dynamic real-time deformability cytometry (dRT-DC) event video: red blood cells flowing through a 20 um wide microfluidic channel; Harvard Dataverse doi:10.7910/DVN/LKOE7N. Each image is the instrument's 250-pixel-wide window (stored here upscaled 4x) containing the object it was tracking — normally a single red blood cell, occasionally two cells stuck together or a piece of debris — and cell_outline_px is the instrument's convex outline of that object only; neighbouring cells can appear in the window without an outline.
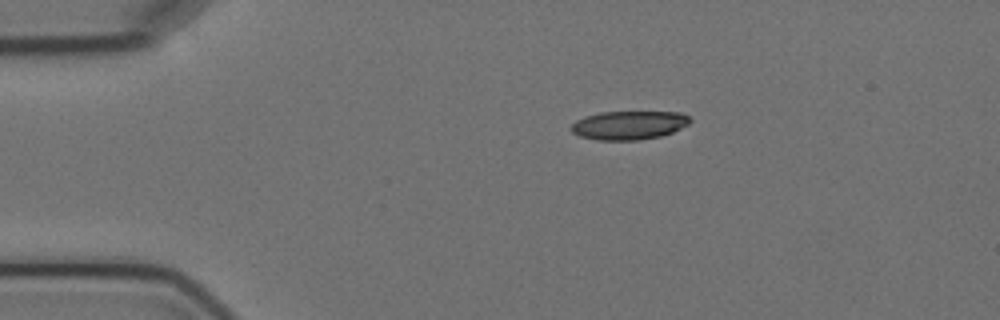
{"species": "Egyptian fruit bat (a non-hibernating species)", "species_latin": "Rousettus aegyptiacus", "temperature_condition": "cold", "stored_images_in_passage": 4, "camera_frame_rate_fps": 3000, "um_per_image_px": 0.085, "animal": {"sex": "female"}, "frame": {"image": 1, "passage_image": 1, "time_ms": 0.0, "image_size_px": [1000, 320], "cell_outline_px": [[692, 120], [688, 124], [672, 132], [660, 136], [636, 140], [596, 140], [580, 136], [572, 132], [572, 124], [576, 120], [584, 116], [600, 112], [680, 112], [688, 116]], "centroid_in_image_um": [53.44, 10.63], "position_along_channel_um": 31.6, "area_um2": 19.77}}
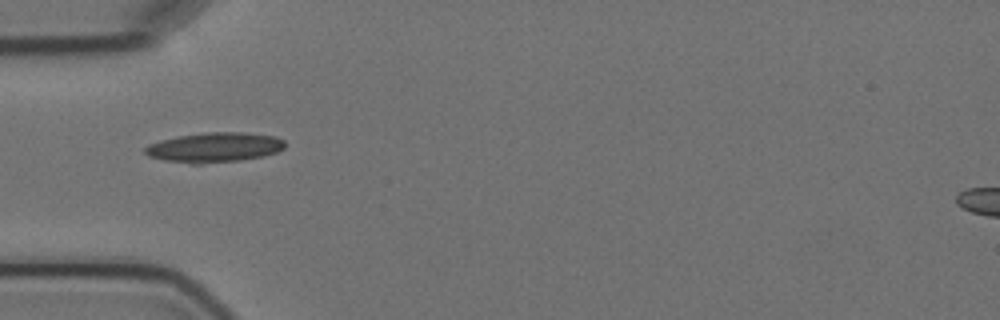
{"frame": {"image": 2, "passage_image": 3, "time_ms": 2.333, "image_size_px": [1000, 320], "cell_outline_px": [[284, 148], [276, 152], [264, 156], [240, 160], [200, 164], [192, 164], [164, 160], [148, 156], [144, 152], [144, 148], [148, 144], [160, 140], [176, 136], [204, 132], [244, 132], [276, 136], [284, 140]], "centroid_in_image_um": [18.2, 12.52], "position_along_channel_um": 66.8, "area_um2": 24.51}}
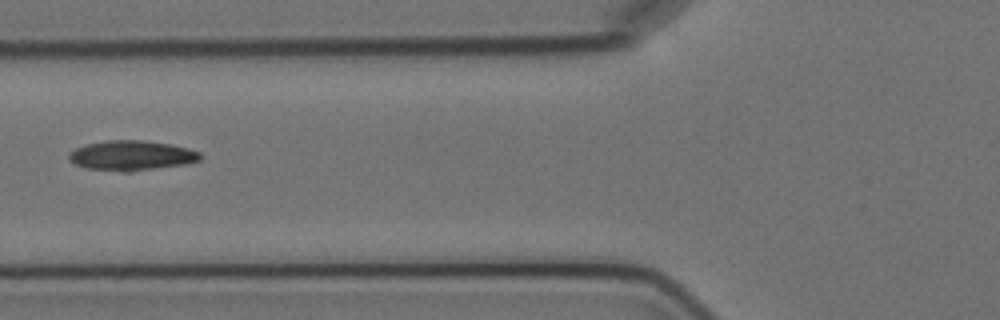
{"frame": {"image": 3, "passage_image": 4, "time_ms": 3.667, "image_size_px": [1000, 320], "cell_outline_px": [[200, 160], [188, 164], [132, 172], [124, 172], [88, 168], [76, 164], [68, 160], [68, 152], [84, 144], [104, 140], [144, 140], [168, 144], [188, 148], [200, 152]], "centroid_in_image_um": [11.16, 13.22], "position_along_channel_um": 114.6, "area_um2": 23.12}}